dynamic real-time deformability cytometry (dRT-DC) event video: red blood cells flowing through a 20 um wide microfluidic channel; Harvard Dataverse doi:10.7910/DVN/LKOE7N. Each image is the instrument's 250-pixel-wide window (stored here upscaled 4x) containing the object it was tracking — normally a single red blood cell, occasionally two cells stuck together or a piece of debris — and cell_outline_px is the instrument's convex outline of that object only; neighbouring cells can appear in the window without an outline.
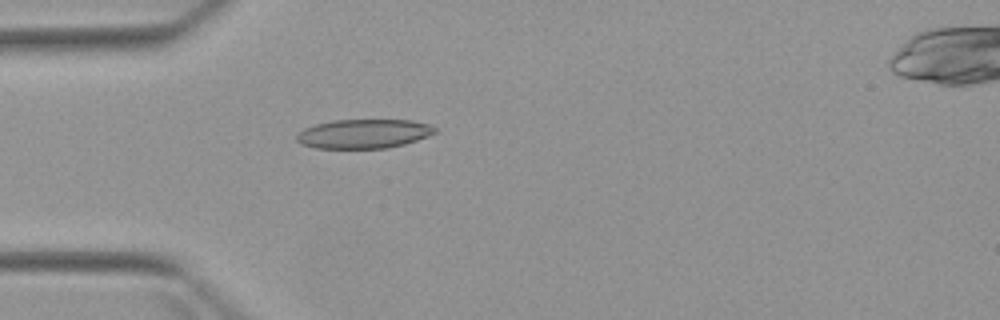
{"species": "Egyptian fruit bat (a non-hibernating species)", "species_latin": "Rousettus aegyptiacus", "temperature_condition": "warm", "stored_images_in_passage": 1, "camera_frame_rate_fps": 3000, "um_per_image_px": 0.085, "animal": {"sex": "female"}, "frame": {"image": 1, "passage_image": 1, "time_ms": 0.0, "image_size_px": [1000, 320], "cell_outline_px": [[436, 132], [428, 136], [404, 144], [388, 148], [316, 148], [300, 144], [296, 140], [296, 136], [304, 128], [316, 124], [332, 120], [412, 120], [428, 124], [436, 128]], "centroid_in_image_um": [30.9, 11.37], "position_along_channel_um": 54.1, "area_um2": 23.47}}